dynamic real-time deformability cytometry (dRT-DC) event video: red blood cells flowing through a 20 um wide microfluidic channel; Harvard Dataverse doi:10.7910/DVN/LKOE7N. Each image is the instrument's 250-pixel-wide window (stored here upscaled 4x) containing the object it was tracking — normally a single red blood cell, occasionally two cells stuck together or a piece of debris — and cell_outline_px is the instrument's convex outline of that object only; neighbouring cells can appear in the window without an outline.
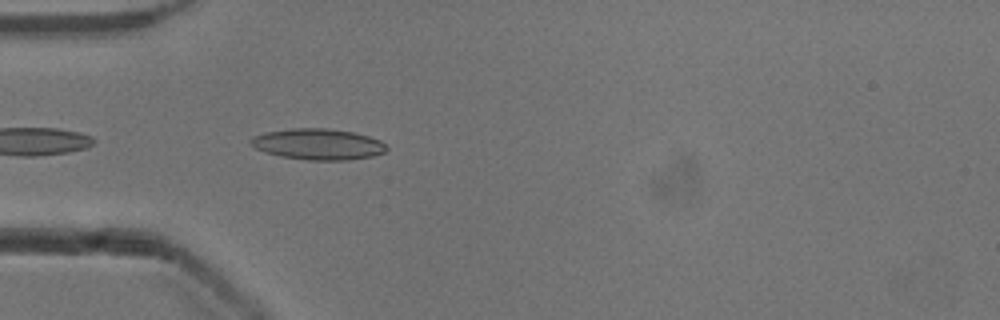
{"species": "common noctule bat (a hibernating species)", "species_latin": "Nyctalus noctula", "temperature_condition": "cold", "stored_images_in_passage": 21, "camera_frame_rate_fps": 3000, "um_per_image_px": 0.085, "animal": {"sex": "male", "body_mass_g": 13.3}, "frame": {"image": 1, "passage_image": 2, "time_ms": 0.333, "image_size_px": [1000, 320], "cell_outline_px": [[388, 148], [384, 152], [372, 156], [348, 160], [308, 160], [280, 156], [264, 152], [248, 144], [248, 140], [252, 136], [264, 132], [292, 128], [328, 128], [352, 132], [368, 136], [380, 140]], "centroid_in_image_um": [26.98, 12.25], "position_along_channel_um": 58.0, "area_um2": 24.68}}
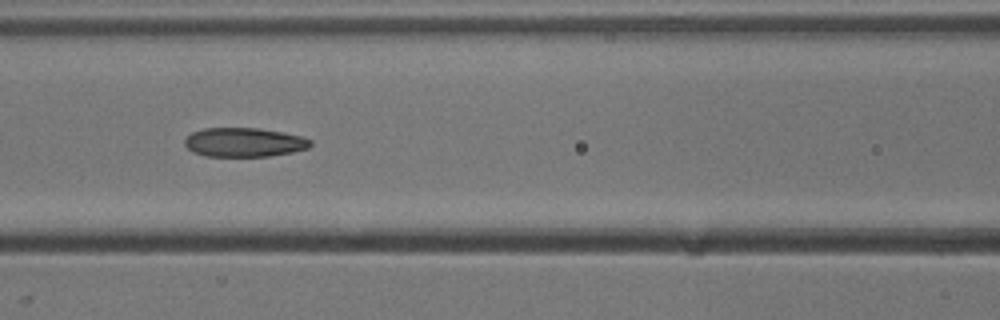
{"frame": {"image": 2, "passage_image": 9, "time_ms": 2.667, "image_size_px": [1000, 320], "cell_outline_px": [[312, 144], [308, 148], [292, 152], [268, 156], [204, 156], [192, 152], [184, 144], [184, 140], [192, 132], [204, 128], [260, 128], [284, 132], [300, 136], [312, 140]], "centroid_in_image_um": [20.74, 12.09], "position_along_channel_um": 145.9, "area_um2": 21.39}}
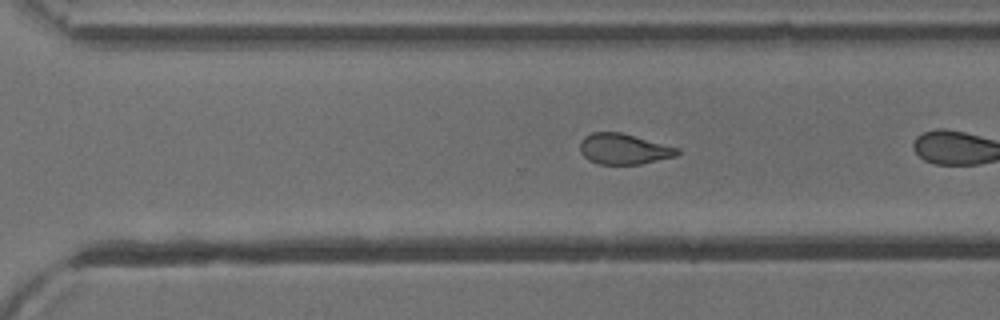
{"frame": {"image": 3, "passage_image": 20, "time_ms": 6.333, "image_size_px": [1000, 320], "cell_outline_px": [[680, 152], [676, 156], [640, 164], [600, 164], [588, 160], [580, 152], [580, 140], [584, 136], [592, 132], [620, 132], [680, 148]], "centroid_in_image_um": [53.0, 12.66], "position_along_channel_um": 317.6, "area_um2": 17.4}}